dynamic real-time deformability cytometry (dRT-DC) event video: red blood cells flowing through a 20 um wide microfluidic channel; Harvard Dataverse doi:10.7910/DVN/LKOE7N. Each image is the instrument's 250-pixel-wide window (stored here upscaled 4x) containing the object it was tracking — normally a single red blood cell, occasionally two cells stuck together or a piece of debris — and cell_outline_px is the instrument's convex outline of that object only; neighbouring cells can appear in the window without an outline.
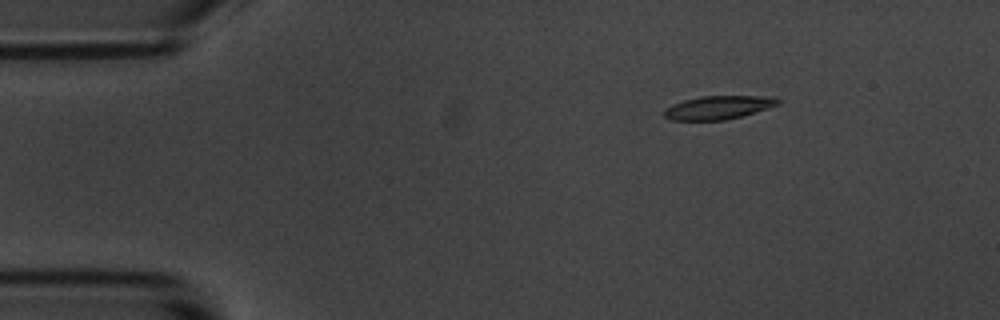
{"species": "common noctule bat (a hibernating species)", "species_latin": "Nyctalus noctula", "temperature_condition": "room temperature", "stored_images_in_passage": 4, "camera_frame_rate_fps": 3000, "um_per_image_px": 0.085, "animal": {"sex": "male", "body_mass_g": 20.1, "forearm_length_mm": 53.5}, "frame": {"image": 1, "passage_image": 2, "time_ms": 1.333, "image_size_px": [1000, 320], "cell_outline_px": [[780, 104], [756, 112], [724, 120], [672, 120], [664, 116], [664, 108], [672, 104], [684, 100], [700, 96], [776, 96], [780, 100]], "centroid_in_image_um": [61.07, 9.12], "position_along_channel_um": 23.9, "area_um2": 15.61}}